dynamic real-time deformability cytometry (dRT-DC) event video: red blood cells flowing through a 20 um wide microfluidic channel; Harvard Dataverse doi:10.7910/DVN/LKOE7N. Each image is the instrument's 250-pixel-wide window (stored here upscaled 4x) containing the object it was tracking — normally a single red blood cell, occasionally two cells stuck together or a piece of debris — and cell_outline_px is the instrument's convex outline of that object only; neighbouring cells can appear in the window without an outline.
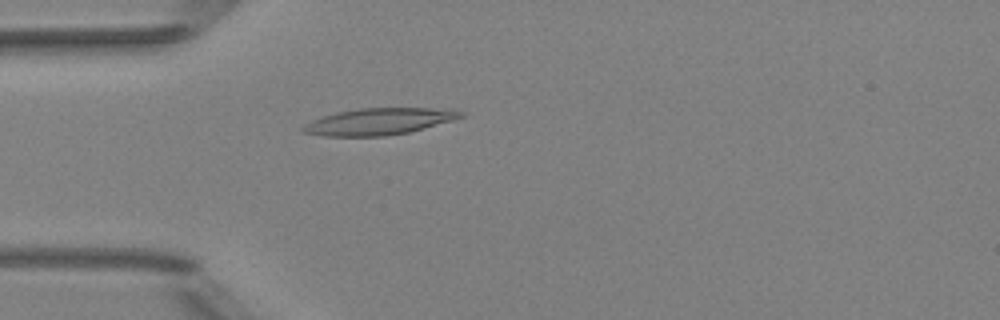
{"species": "Egyptian fruit bat (a non-hibernating species)", "species_latin": "Rousettus aegyptiacus", "temperature_condition": "room temperature", "stored_images_in_passage": 36, "camera_frame_rate_fps": 3000, "um_per_image_px": 0.085, "animal": {"sex": "female"}, "frame": {"image": 1, "passage_image": 3, "time_ms": 0.667, "image_size_px": [1000, 320], "cell_outline_px": [[464, 116], [456, 120], [408, 132], [384, 136], [320, 136], [304, 132], [300, 128], [304, 124], [312, 120], [336, 112], [360, 108], [452, 108], [464, 112]], "centroid_in_image_um": [32.26, 10.32], "position_along_channel_um": 52.7, "area_um2": 24.68}}
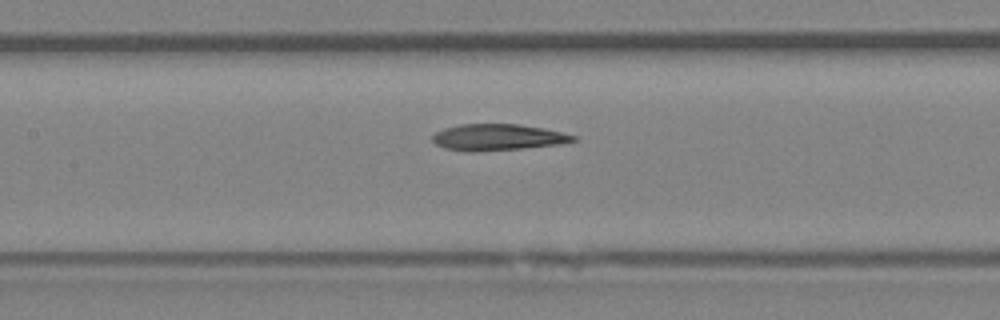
{"frame": {"image": 2, "passage_image": 12, "time_ms": 3.667, "image_size_px": [1000, 320], "cell_outline_px": [[576, 140], [560, 144], [520, 148], [476, 152], [472, 152], [444, 148], [436, 144], [432, 140], [432, 136], [436, 132], [444, 128], [460, 124], [516, 124], [540, 128], [560, 132], [576, 136]], "centroid_in_image_um": [42.25, 11.67], "position_along_channel_um": 165.2, "area_um2": 21.33}}
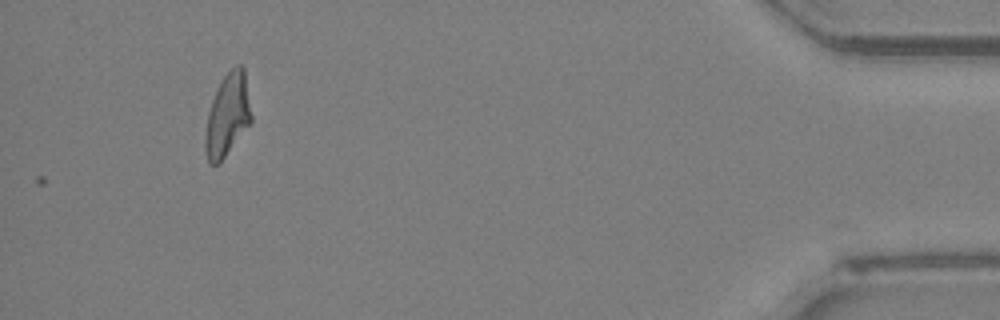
{"frame": {"image": 3, "passage_image": 36, "time_ms": 11.667, "image_size_px": [1000, 320], "cell_outline_px": [[252, 124], [220, 164], [208, 164], [204, 152], [204, 140], [208, 112], [216, 88], [224, 76], [236, 64], [240, 64], [244, 68], [252, 116]], "centroid_in_image_um": [19.34, 9.85], "position_along_channel_um": 415.9, "area_um2": 22.77}, "authors_computed_cell_mechanics": {"area_um2": 21.7906, "velocity_mm_per_s": 4.0171, "shape_relaxation_time_tau1_ms": null, "shape_relaxation_time_tau2_ms": 4.1604, "deformation_change_tau1": null, "deformation_change_tau2": 0.1495}}